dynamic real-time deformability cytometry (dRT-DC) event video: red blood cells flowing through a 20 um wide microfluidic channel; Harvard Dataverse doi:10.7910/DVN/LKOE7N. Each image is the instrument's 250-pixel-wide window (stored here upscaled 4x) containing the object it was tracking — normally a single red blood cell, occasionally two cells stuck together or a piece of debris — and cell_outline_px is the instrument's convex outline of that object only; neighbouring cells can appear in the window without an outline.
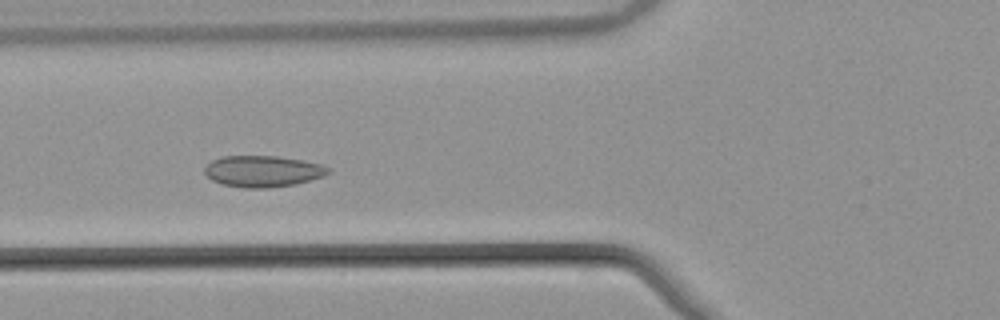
{"species": "common noctule bat (a hibernating species)", "species_latin": "Nyctalus noctula", "temperature_condition": "warm", "stored_images_in_passage": 52, "camera_frame_rate_fps": 3000, "um_per_image_px": 0.085, "animal": {"sex": "male", "body_mass_g": 21.5, "forearm_length_mm": 52.0}, "frame": {"image": 1, "passage_image": 19, "time_ms": 6.0, "image_size_px": [1000, 320], "cell_outline_px": [[332, 172], [324, 176], [296, 184], [268, 188], [244, 188], [224, 184], [212, 180], [204, 172], [204, 168], [212, 160], [224, 156], [276, 156], [304, 160], [324, 164]], "centroid_in_image_um": [22.38, 14.55], "position_along_channel_um": 103.4, "area_um2": 22.66}}
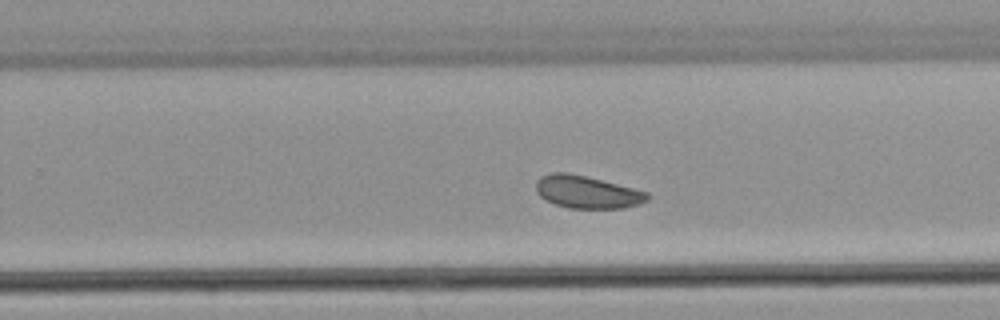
{"frame": {"image": 2, "passage_image": 33, "time_ms": 10.667, "image_size_px": [1000, 320], "cell_outline_px": [[652, 196], [648, 200], [640, 204], [624, 208], [568, 208], [556, 204], [540, 196], [536, 192], [536, 180], [540, 176], [552, 172], [568, 172], [648, 192]], "centroid_in_image_um": [49.9, 16.32], "position_along_channel_um": 279.9, "area_um2": 21.04}}
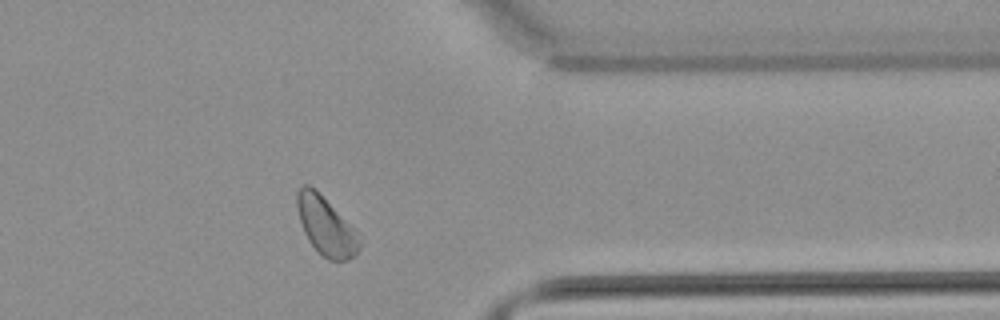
{"frame": {"image": 3, "passage_image": 42, "time_ms": 13.667, "image_size_px": [1000, 320], "cell_outline_px": [[364, 240], [360, 248], [348, 260], [328, 260], [308, 240], [304, 232], [300, 220], [296, 204], [296, 192], [304, 184], [308, 184], [316, 188], [356, 228]], "centroid_in_image_um": [27.75, 19.17], "position_along_channel_um": 383.6, "area_um2": 21.68}, "authors_computed_cell_mechanics": {"area_um2": 22.1374, "velocity_mm_per_s": 3.7838, "shape_relaxation_time_tau1_ms": null, "shape_relaxation_time_tau2_ms": 9.3711, "deformation_change_tau1": null, "deformation_change_tau2": 0.1019}}